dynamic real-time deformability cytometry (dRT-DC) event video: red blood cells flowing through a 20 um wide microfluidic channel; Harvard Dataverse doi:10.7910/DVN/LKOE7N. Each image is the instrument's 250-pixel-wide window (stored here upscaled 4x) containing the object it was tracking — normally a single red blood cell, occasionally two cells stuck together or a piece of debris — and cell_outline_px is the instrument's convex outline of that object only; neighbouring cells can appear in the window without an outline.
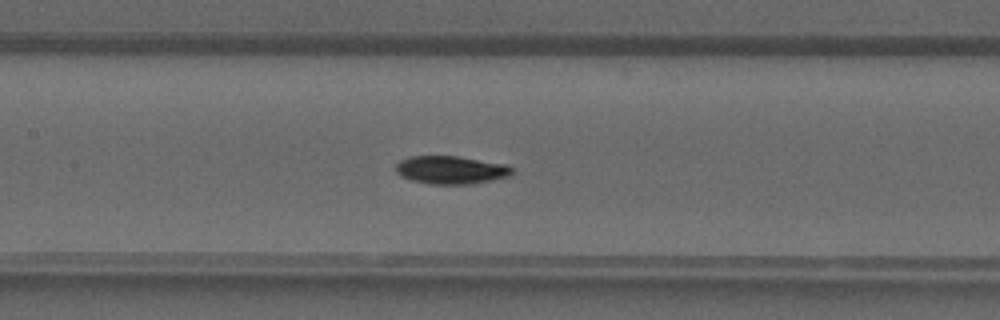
{"species": "common noctule bat (a hibernating species)", "species_latin": "Nyctalus noctula", "temperature_condition": "warm", "stored_images_in_passage": 27, "camera_frame_rate_fps": 3000, "um_per_image_px": 0.085, "animal": {"sex": "male", "forearm_length_mm": 52.5}, "frame": {"image": 1, "passage_image": 8, "time_ms": 2.333, "image_size_px": [1000, 320], "cell_outline_px": [[516, 168], [508, 176], [492, 180], [472, 184], [428, 184], [412, 180], [400, 176], [396, 172], [396, 164], [400, 160], [408, 156], [456, 156], [504, 164]], "centroid_in_image_um": [38.3, 14.45], "position_along_channel_um": 169.1, "area_um2": 19.02}}
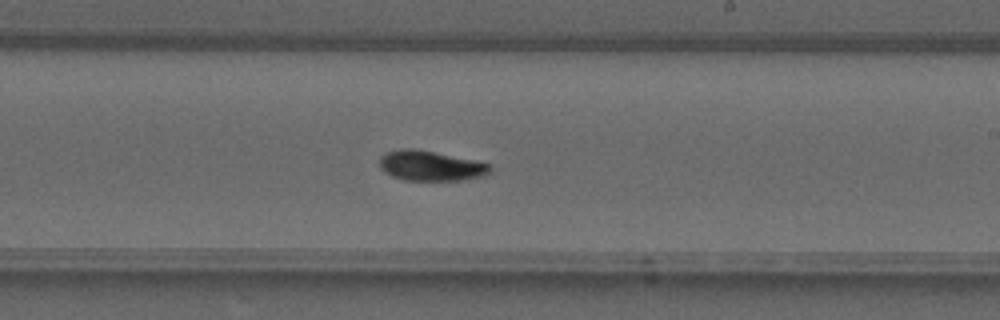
{"frame": {"image": 2, "passage_image": 13, "time_ms": 4.0, "image_size_px": [1000, 320], "cell_outline_px": [[492, 172], [484, 176], [464, 180], [404, 180], [392, 176], [384, 172], [380, 168], [380, 156], [388, 152], [400, 148], [412, 148], [476, 160], [488, 164], [492, 168]], "centroid_in_image_um": [36.62, 14.1], "position_along_channel_um": 252.4, "area_um2": 19.42}}
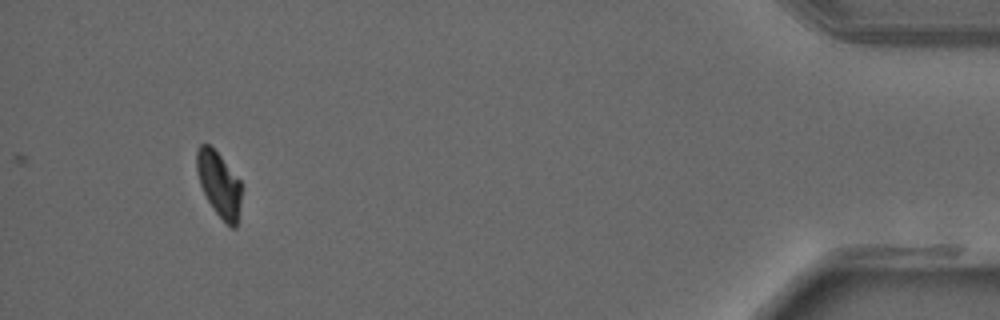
{"frame": {"image": 3, "passage_image": 27, "time_ms": 8.667, "image_size_px": [1000, 320], "cell_outline_px": [[240, 204], [236, 228], [232, 228], [216, 212], [208, 200], [200, 184], [196, 168], [196, 152], [200, 144], [208, 144], [220, 156], [240, 180]], "centroid_in_image_um": [18.6, 15.64], "position_along_channel_um": 416.6, "area_um2": 16.47}}